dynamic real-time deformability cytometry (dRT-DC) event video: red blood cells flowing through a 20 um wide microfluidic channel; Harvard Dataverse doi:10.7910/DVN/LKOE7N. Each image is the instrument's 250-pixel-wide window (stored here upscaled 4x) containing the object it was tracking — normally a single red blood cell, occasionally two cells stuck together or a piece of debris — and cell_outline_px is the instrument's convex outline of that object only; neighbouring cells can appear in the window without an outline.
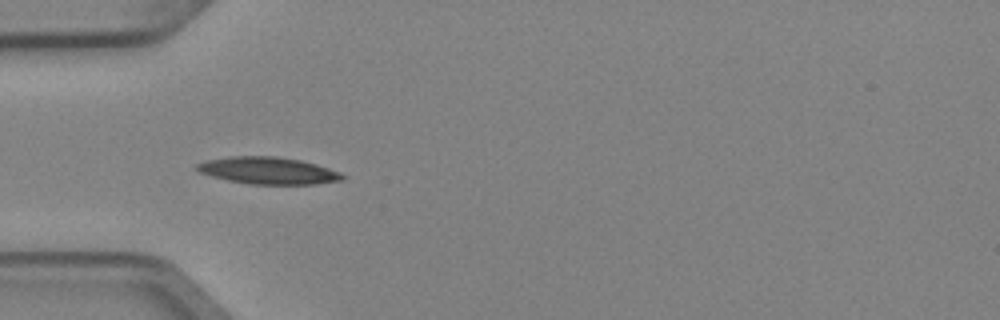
{"species": "Egyptian fruit bat (a non-hibernating species)", "species_latin": "Rousettus aegyptiacus", "temperature_condition": "cold", "stored_images_in_passage": 5, "camera_frame_rate_fps": 3000, "um_per_image_px": 0.085, "animal": {"sex": "female"}, "frame": {"image": 1, "passage_image": 4, "time_ms": 1.0, "image_size_px": [1000, 320], "cell_outline_px": [[348, 176], [344, 180], [316, 184], [248, 184], [228, 180], [212, 176], [200, 172], [192, 168], [196, 164], [204, 160], [232, 156], [276, 156], [300, 160], [328, 168], [340, 172]], "centroid_in_image_um": [22.78, 14.5], "position_along_channel_um": 62.2, "area_um2": 23.06}}
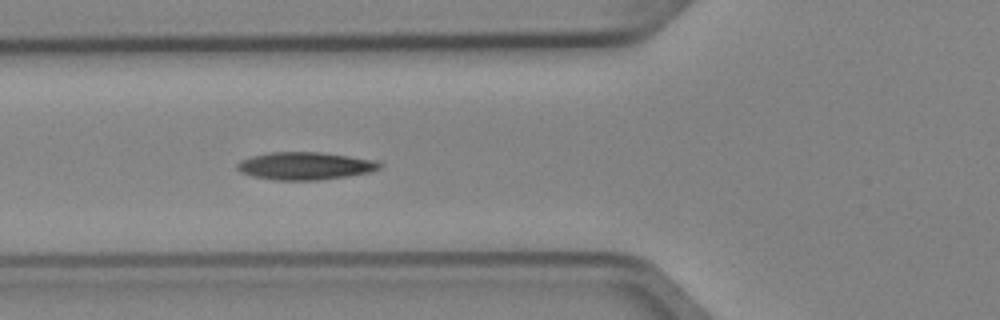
{"frame": {"image": 2, "passage_image": 5, "time_ms": 1.333, "image_size_px": [1000, 320], "cell_outline_px": [[384, 164], [380, 168], [372, 172], [348, 176], [316, 180], [276, 180], [252, 176], [240, 172], [236, 168], [236, 164], [240, 160], [252, 156], [272, 152], [320, 152], [380, 160]], "centroid_in_image_um": [25.98, 14.1], "position_along_channel_um": 99.8, "area_um2": 23.18}}